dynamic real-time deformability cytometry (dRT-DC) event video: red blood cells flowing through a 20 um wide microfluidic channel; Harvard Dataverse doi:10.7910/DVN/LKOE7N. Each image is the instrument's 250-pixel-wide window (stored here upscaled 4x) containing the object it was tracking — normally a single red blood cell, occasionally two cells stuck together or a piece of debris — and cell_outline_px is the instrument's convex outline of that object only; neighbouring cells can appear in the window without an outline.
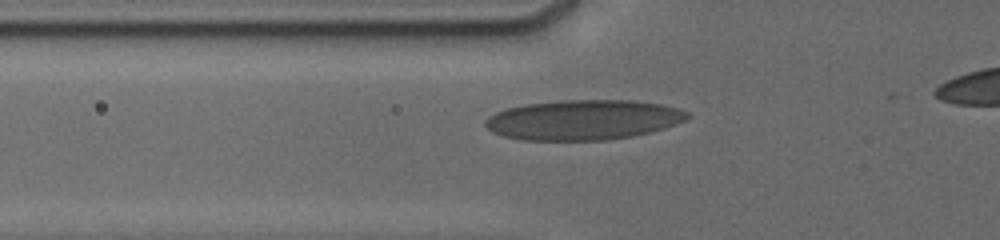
{"species": "human", "species_latin": "Homo sapiens", "temperature_condition": "cold", "stored_images_in_passage": 27, "camera_frame_rate_fps": 3000, "um_per_image_px": 0.085, "donor": {"sex": "male"}, "frame": {"image": 1, "passage_image": 10, "time_ms": 4.0, "image_size_px": [1000, 240], "cell_outline_px": [[688, 116], [684, 120], [676, 124], [664, 128], [632, 136], [608, 140], [524, 140], [504, 136], [492, 132], [484, 124], [484, 120], [488, 116], [504, 108], [524, 104], [564, 100], [632, 100], [660, 104], [676, 108], [688, 112]], "centroid_in_image_um": [49.52, 10.18], "position_along_channel_um": 76.3, "area_um2": 47.05}}
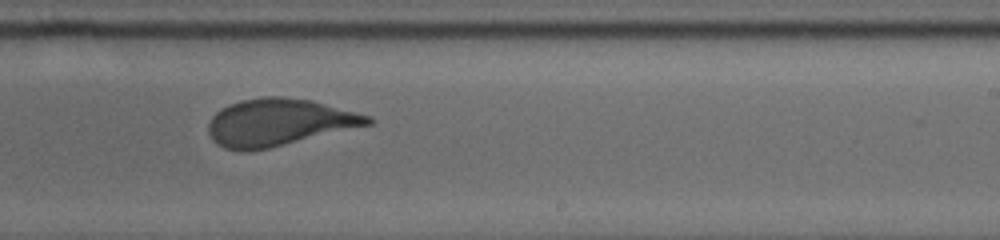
{"frame": {"image": 2, "passage_image": 18, "time_ms": 9.0, "image_size_px": [1000, 240], "cell_outline_px": [[376, 120], [372, 124], [268, 148], [244, 152], [224, 148], [212, 140], [208, 132], [208, 124], [212, 116], [216, 112], [228, 104], [240, 100], [264, 96], [284, 96], [312, 100], [372, 116]], "centroid_in_image_um": [23.7, 10.39], "position_along_channel_um": 265.3, "area_um2": 43.93}}
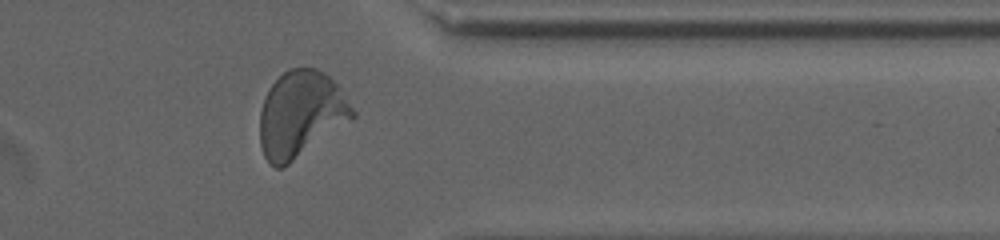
{"frame": {"image": 3, "passage_image": 24, "time_ms": 12.333, "image_size_px": [1000, 240], "cell_outline_px": [[356, 116], [284, 168], [276, 168], [268, 164], [264, 156], [260, 144], [260, 112], [268, 88], [288, 68], [316, 68], [324, 72], [336, 84], [356, 112]], "centroid_in_image_um": [25.54, 9.73], "position_along_channel_um": 385.9, "area_um2": 46.36}, "authors_computed_cell_mechanics": {"area_um2": 43.928, "velocity_mm_per_s": 3.7873, "shape_relaxation_time_tau1_ms": 4.8653, "shape_relaxation_time_tau2_ms": null, "deformation_change_tau1": 0.1722, "deformation_change_tau2": null}}